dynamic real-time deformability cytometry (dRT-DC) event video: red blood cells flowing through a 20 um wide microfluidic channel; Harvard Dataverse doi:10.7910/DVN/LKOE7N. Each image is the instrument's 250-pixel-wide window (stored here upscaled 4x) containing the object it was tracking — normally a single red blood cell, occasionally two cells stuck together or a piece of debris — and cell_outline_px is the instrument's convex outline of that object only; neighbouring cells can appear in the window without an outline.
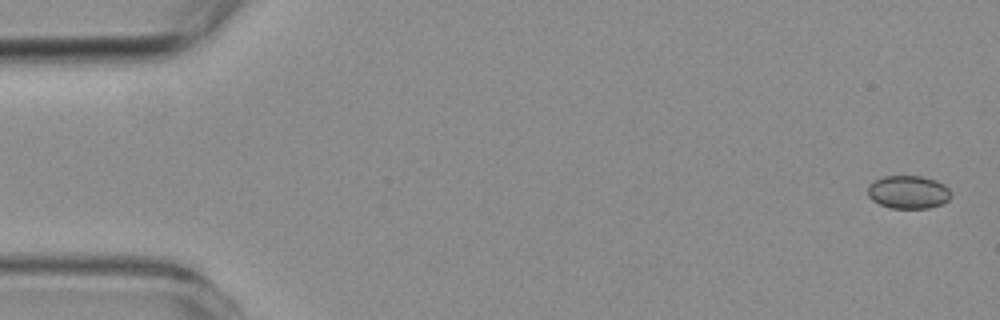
{"species": "common noctule bat (a hibernating species)", "species_latin": "Nyctalus noctula", "temperature_condition": "room temperature", "stored_images_in_passage": 3, "camera_frame_rate_fps": 3000, "um_per_image_px": 0.085, "animal": {"sex": "female", "body_mass_g": 19.3, "forearm_length_mm": 54.1}, "frame": {"image": 1, "passage_image": 1, "time_ms": 0.0, "image_size_px": [1000, 320], "cell_outline_px": [[952, 196], [948, 200], [940, 204], [928, 208], [892, 208], [880, 204], [872, 200], [868, 196], [868, 184], [884, 176], [920, 176], [936, 180], [944, 184], [952, 192]], "centroid_in_image_um": [77.22, 16.32], "position_along_channel_um": 7.8, "area_um2": 16.07}}